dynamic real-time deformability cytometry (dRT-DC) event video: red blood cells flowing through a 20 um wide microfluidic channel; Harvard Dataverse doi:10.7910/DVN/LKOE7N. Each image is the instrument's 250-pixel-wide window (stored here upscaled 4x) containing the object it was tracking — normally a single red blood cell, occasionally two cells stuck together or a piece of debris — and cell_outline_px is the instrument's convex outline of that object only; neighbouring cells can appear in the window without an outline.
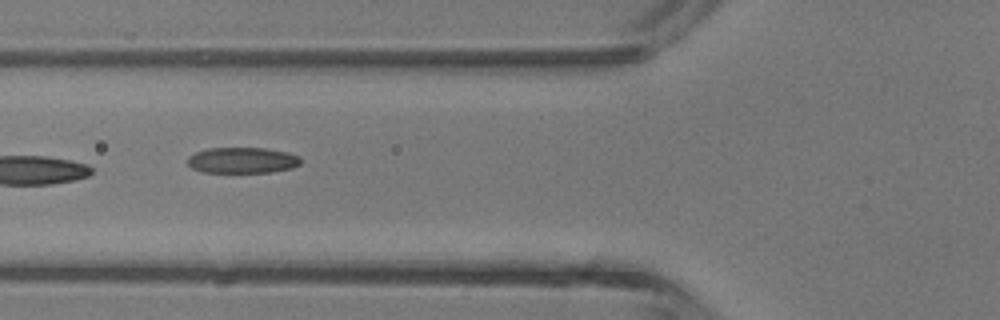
{"species": "common noctule bat (a hibernating species)", "species_latin": "Nyctalus noctula", "temperature_condition": "room temperature", "stored_images_in_passage": 5, "camera_frame_rate_fps": 3000, "um_per_image_px": 0.085, "animal": {"sex": "male", "body_mass_g": 13.3}, "frame": {"image": 1, "passage_image": 3, "time_ms": 2.667, "image_size_px": [1000, 320], "cell_outline_px": [[300, 164], [292, 168], [272, 172], [204, 172], [192, 168], [188, 164], [188, 156], [196, 152], [208, 148], [264, 148], [288, 152], [300, 156]], "centroid_in_image_um": [20.61, 13.62], "position_along_channel_um": 105.2, "area_um2": 17.05}}
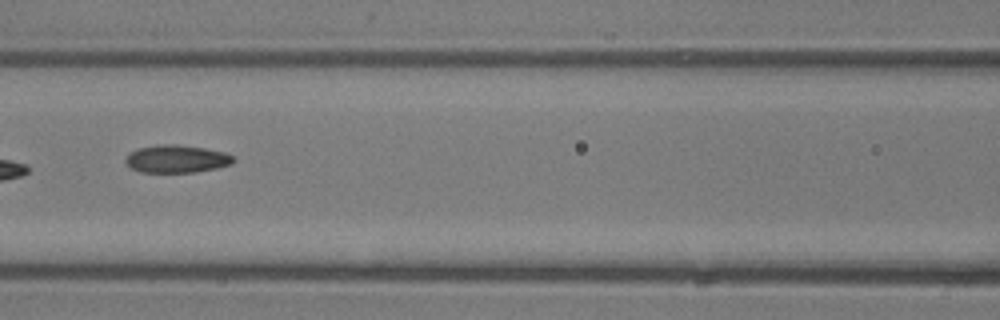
{"frame": {"image": 2, "passage_image": 4, "time_ms": 3.667, "image_size_px": [1000, 320], "cell_outline_px": [[236, 160], [232, 164], [216, 168], [196, 172], [140, 172], [132, 168], [124, 160], [132, 152], [140, 148], [160, 144], [176, 144], [204, 148], [224, 152], [232, 156]], "centroid_in_image_um": [15.05, 13.51], "position_along_channel_um": 151.5, "area_um2": 17.22}}
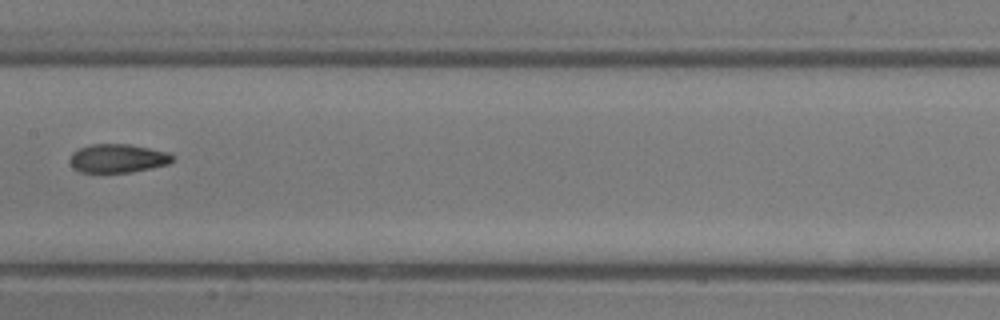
{"frame": {"image": 3, "passage_image": 5, "time_ms": 4.667, "image_size_px": [1000, 320], "cell_outline_px": [[172, 160], [168, 164], [132, 172], [80, 172], [72, 168], [68, 160], [72, 152], [80, 148], [92, 144], [128, 144], [168, 152], [172, 156]], "centroid_in_image_um": [9.95, 13.46], "position_along_channel_um": 197.5, "area_um2": 17.05}}